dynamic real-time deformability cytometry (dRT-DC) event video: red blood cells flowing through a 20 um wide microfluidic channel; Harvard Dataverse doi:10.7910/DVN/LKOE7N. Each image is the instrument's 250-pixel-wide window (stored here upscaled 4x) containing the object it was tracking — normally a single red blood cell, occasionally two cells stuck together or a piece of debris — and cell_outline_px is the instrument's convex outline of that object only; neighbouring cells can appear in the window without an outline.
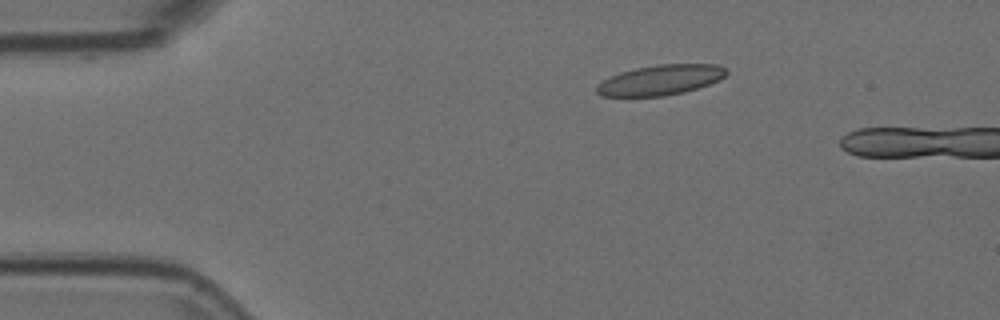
{"species": "Egyptian fruit bat (a non-hibernating species)", "species_latin": "Rousettus aegyptiacus", "temperature_condition": "room temperature", "stored_images_in_passage": 4, "camera_frame_rate_fps": 3000, "um_per_image_px": 0.085, "animal": {"sex": "female"}, "frame": {"image": 1, "passage_image": 3, "time_ms": 0.667, "image_size_px": [1000, 320], "cell_outline_px": [[728, 72], [720, 80], [684, 92], [664, 96], [600, 96], [596, 92], [596, 84], [620, 72], [636, 68], [660, 64], [716, 64], [724, 68]], "centroid_in_image_um": [56.13, 6.8], "position_along_channel_um": 28.9, "area_um2": 22.66}}